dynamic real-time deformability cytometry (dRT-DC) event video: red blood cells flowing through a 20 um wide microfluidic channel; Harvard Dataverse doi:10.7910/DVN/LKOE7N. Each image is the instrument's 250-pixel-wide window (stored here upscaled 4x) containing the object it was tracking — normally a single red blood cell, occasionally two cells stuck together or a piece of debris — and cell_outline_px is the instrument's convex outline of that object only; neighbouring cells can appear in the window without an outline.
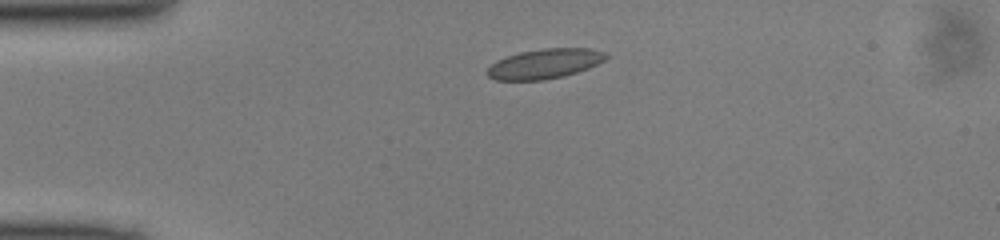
{"species": "common noctule bat (a hibernating species)", "species_latin": "Nyctalus noctula", "temperature_condition": "cold", "stored_images_in_passage": 39, "camera_frame_rate_fps": 3000, "um_per_image_px": 0.085, "animal": {"sex": "male", "body_mass_g": 13.0, "forearm_length_mm": 53.1}, "frame": {"image": 1, "passage_image": 1, "time_ms": 0.0, "image_size_px": [1000, 240], "cell_outline_px": [[608, 56], [604, 60], [588, 68], [564, 76], [544, 80], [496, 80], [488, 76], [484, 72], [496, 60], [504, 56], [520, 52], [544, 48], [592, 48], [608, 52]], "centroid_in_image_um": [46.29, 5.41], "position_along_channel_um": 38.7, "area_um2": 20.81}}
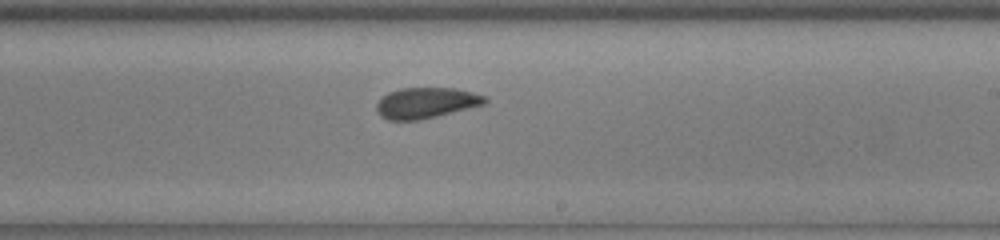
{"frame": {"image": 2, "passage_image": 19, "time_ms": 6.0, "image_size_px": [1000, 240], "cell_outline_px": [[488, 100], [484, 104], [420, 120], [388, 120], [380, 116], [376, 112], [376, 104], [388, 92], [400, 88], [456, 88], [488, 96]], "centroid_in_image_um": [36.21, 8.74], "position_along_channel_um": 252.8, "area_um2": 19.42}}
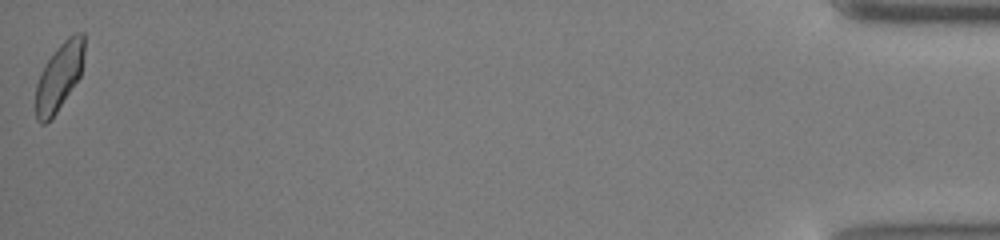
{"frame": {"image": 3, "passage_image": 39, "time_ms": 12.667, "image_size_px": [1000, 240], "cell_outline_px": [[84, 52], [80, 76], [56, 112], [44, 124], [40, 124], [36, 120], [36, 84], [40, 72], [48, 60], [60, 44], [68, 36], [76, 32], [84, 32]], "centroid_in_image_um": [5.02, 6.49], "position_along_channel_um": 430.2, "area_um2": 18.79}}